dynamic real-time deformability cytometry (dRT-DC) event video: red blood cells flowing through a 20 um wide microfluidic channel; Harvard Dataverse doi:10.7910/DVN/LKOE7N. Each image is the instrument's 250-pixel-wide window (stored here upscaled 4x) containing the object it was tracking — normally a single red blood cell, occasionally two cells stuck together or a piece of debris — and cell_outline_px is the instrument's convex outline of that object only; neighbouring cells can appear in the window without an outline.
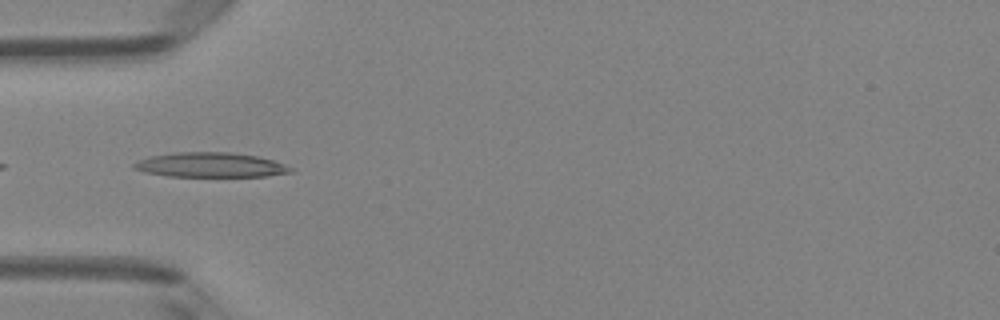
{"species": "Egyptian fruit bat (a non-hibernating species)", "species_latin": "Rousettus aegyptiacus", "temperature_condition": "room temperature", "stored_images_in_passage": 35, "camera_frame_rate_fps": 3000, "um_per_image_px": 0.085, "animal": {"sex": "female"}, "frame": {"image": 1, "passage_image": 2, "time_ms": 0.333, "image_size_px": [1000, 320], "cell_outline_px": [[296, 168], [292, 172], [268, 176], [168, 176], [144, 172], [132, 168], [132, 164], [148, 156], [176, 152], [232, 152], [256, 156], [272, 160]], "centroid_in_image_um": [17.89, 14.01], "position_along_channel_um": 67.1, "area_um2": 22.6}}
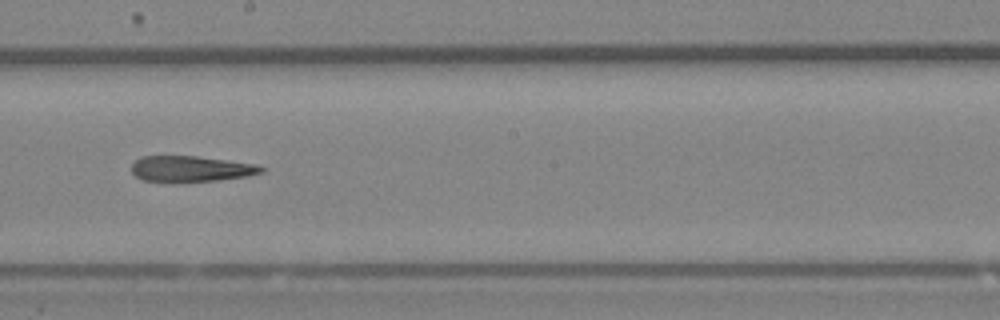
{"frame": {"image": 2, "passage_image": 14, "time_ms": 4.333, "image_size_px": [1000, 320], "cell_outline_px": [[264, 172], [248, 176], [216, 180], [172, 184], [144, 180], [136, 176], [132, 172], [132, 164], [140, 156], [196, 156], [256, 164], [264, 168]], "centroid_in_image_um": [16.19, 14.38], "position_along_channel_um": 232.0, "area_um2": 19.94}}
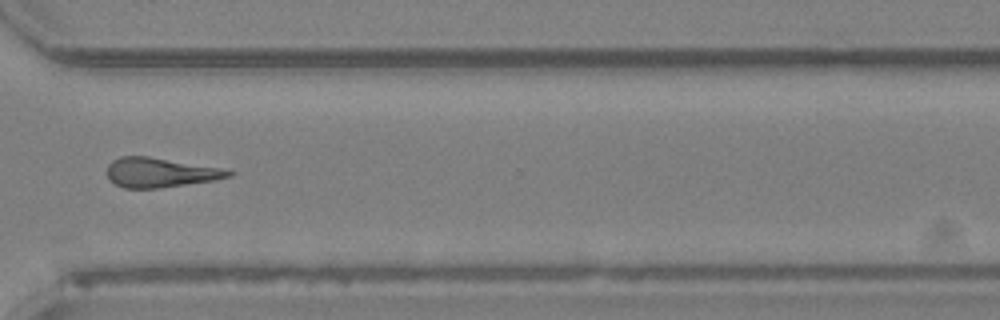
{"frame": {"image": 3, "passage_image": 23, "time_ms": 7.333, "image_size_px": [1000, 320], "cell_outline_px": [[236, 172], [232, 176], [216, 180], [160, 188], [124, 188], [108, 180], [108, 164], [112, 160], [120, 156], [148, 156], [220, 168]], "centroid_in_image_um": [13.61, 14.67], "position_along_channel_um": 357.0, "area_um2": 20.92}}